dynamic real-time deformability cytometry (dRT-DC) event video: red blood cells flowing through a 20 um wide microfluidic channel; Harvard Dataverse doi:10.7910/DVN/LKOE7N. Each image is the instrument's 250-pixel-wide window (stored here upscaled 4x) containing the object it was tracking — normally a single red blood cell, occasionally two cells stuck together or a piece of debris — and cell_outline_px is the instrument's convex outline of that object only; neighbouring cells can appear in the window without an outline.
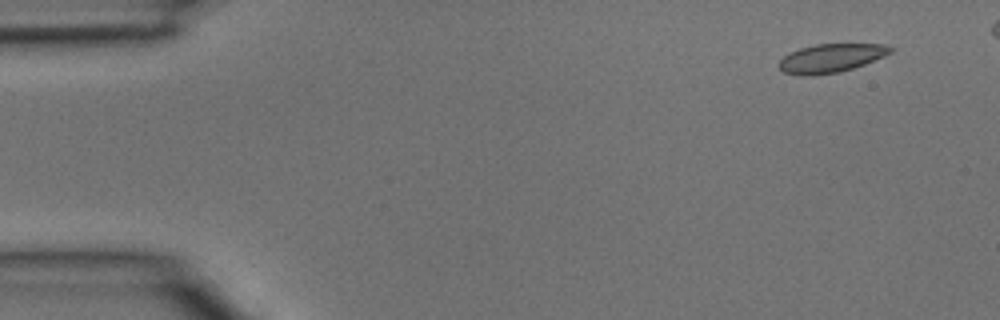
{"species": "common noctule bat (a hibernating species)", "species_latin": "Nyctalus noctula", "temperature_condition": "room temperature", "stored_images_in_passage": 4, "camera_frame_rate_fps": 3000, "um_per_image_px": 0.085, "animal": {"sex": "male", "body_mass_g": 15.6}, "frame": {"image": 1, "passage_image": 1, "time_ms": 0.0, "image_size_px": [1000, 320], "cell_outline_px": [[896, 48], [892, 52], [884, 56], [864, 64], [840, 72], [812, 76], [800, 76], [784, 72], [780, 68], [780, 60], [784, 56], [800, 48], [816, 44], [884, 44]], "centroid_in_image_um": [70.66, 4.94], "position_along_channel_um": 14.3, "area_um2": 18.55}}